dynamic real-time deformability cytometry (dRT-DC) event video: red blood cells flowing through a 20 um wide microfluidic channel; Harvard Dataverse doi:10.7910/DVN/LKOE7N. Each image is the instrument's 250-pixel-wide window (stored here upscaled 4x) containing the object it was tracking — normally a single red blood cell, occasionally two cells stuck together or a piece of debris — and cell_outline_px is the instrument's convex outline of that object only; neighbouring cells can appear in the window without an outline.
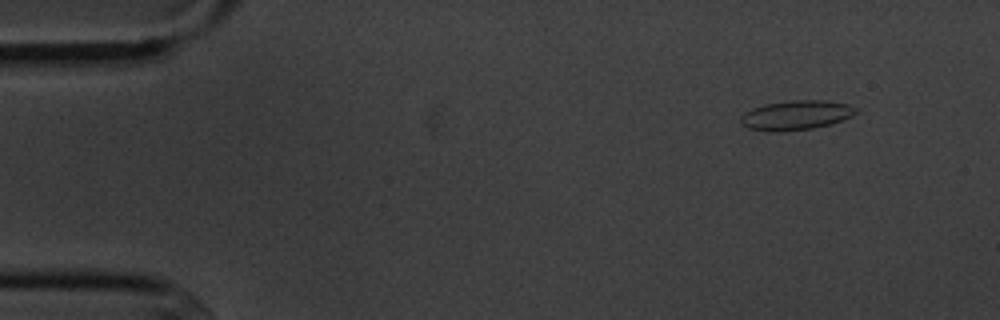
{"species": "common noctule bat (a hibernating species)", "species_latin": "Nyctalus noctula", "temperature_condition": "cold", "stored_images_in_passage": 5, "camera_frame_rate_fps": 3000, "um_per_image_px": 0.085, "animal": {"sex": "male", "body_mass_g": 20.1, "forearm_length_mm": 53.5}, "frame": {"image": 1, "passage_image": 2, "time_ms": 1.333, "image_size_px": [1000, 320], "cell_outline_px": [[860, 112], [852, 116], [828, 124], [812, 128], [784, 132], [772, 132], [748, 128], [740, 120], [740, 116], [744, 112], [752, 108], [764, 104], [792, 100], [828, 100], [848, 104], [856, 108]], "centroid_in_image_um": [67.66, 9.78], "position_along_channel_um": 17.3, "area_um2": 19.88}}